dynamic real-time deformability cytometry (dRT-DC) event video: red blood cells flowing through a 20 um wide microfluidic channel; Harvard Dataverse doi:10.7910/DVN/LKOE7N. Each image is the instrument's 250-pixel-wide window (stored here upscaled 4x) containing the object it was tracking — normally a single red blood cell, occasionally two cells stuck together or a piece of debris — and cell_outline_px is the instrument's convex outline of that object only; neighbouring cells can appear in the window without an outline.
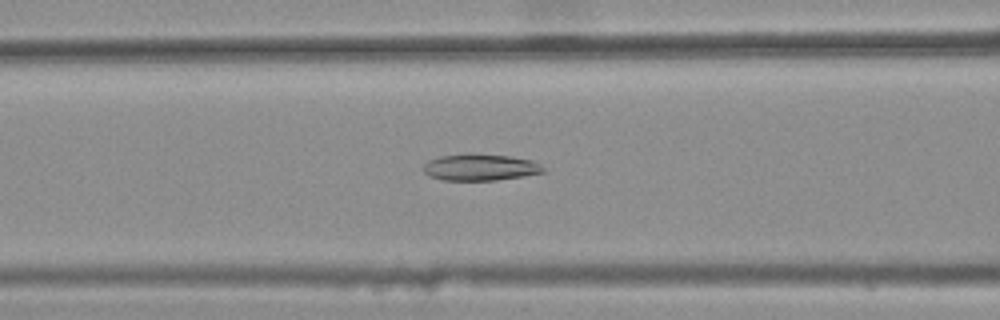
{"species": "common noctule bat (a hibernating species)", "species_latin": "Nyctalus noctula", "temperature_condition": "warm", "stored_images_in_passage": 46, "camera_frame_rate_fps": 3000, "um_per_image_px": 0.085, "animal": {"sex": "female", "body_mass_g": 25.1}, "frame": {"image": 1, "passage_image": 22, "time_ms": 7.0, "image_size_px": [1000, 320], "cell_outline_px": [[544, 172], [524, 176], [496, 180], [444, 180], [428, 176], [424, 172], [424, 164], [428, 160], [440, 156], [468, 152], [472, 152], [512, 156], [532, 160], [540, 164], [544, 168]], "centroid_in_image_um": [40.81, 14.19], "position_along_channel_um": 125.8, "area_um2": 18.96}}
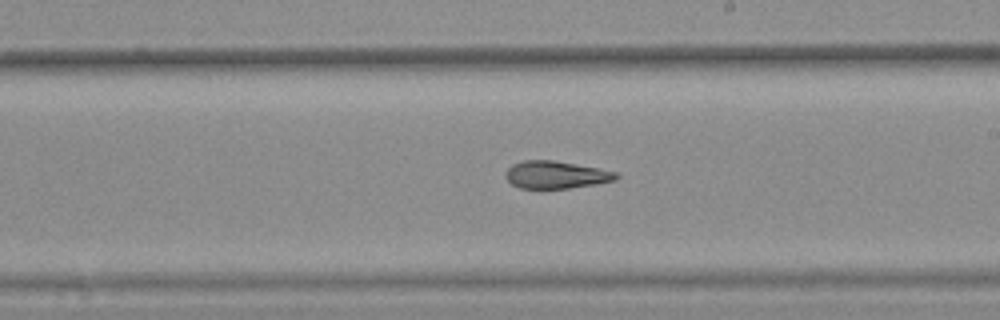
{"frame": {"image": 2, "passage_image": 31, "time_ms": 10.0, "image_size_px": [1000, 320], "cell_outline_px": [[620, 176], [616, 180], [596, 184], [568, 188], [520, 188], [512, 184], [504, 176], [504, 172], [512, 164], [524, 160], [552, 160], [576, 164], [620, 172]], "centroid_in_image_um": [47.27, 14.85], "position_along_channel_um": 241.7, "area_um2": 17.8}}
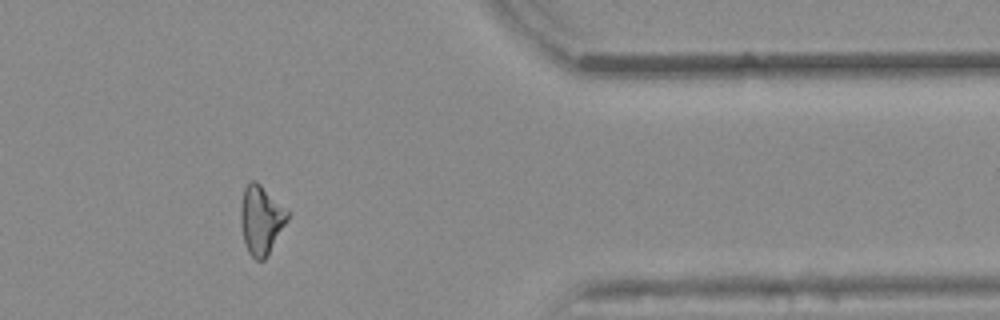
{"frame": {"image": 3, "passage_image": 44, "time_ms": 14.333, "image_size_px": [1000, 320], "cell_outline_px": [[288, 220], [268, 256], [264, 260], [256, 260], [248, 252], [244, 244], [240, 224], [240, 208], [244, 188], [252, 180], [256, 180], [288, 208]], "centroid_in_image_um": [22.2, 18.69], "position_along_channel_um": 389.2, "area_um2": 19.19}, "authors_computed_cell_mechanics": {"area_um2": 18.9584, "velocity_mm_per_s": 3.8736, "shape_relaxation_time_tau1_ms": null, "shape_relaxation_time_tau2_ms": 4.0653, "deformation_change_tau1": null, "deformation_change_tau2": 0.1369}}